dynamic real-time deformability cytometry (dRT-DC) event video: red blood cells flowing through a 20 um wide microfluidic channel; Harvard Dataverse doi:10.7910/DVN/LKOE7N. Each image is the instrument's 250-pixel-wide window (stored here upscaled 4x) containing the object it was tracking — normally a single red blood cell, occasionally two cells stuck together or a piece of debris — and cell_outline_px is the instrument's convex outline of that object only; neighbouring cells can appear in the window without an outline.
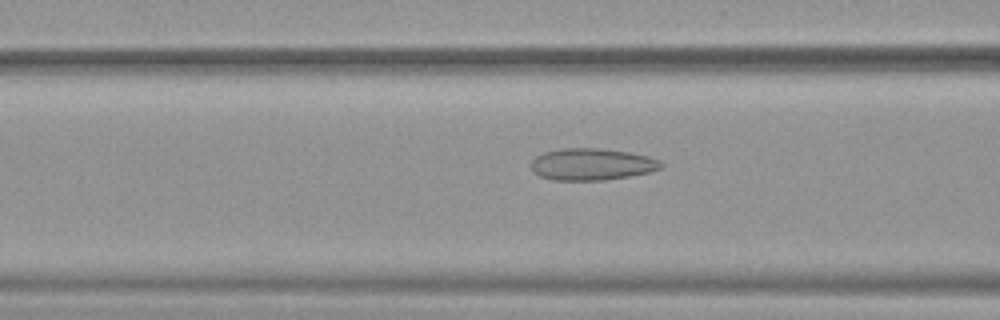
{"species": "common noctule bat (a hibernating species)", "species_latin": "Nyctalus noctula", "temperature_condition": "warm", "stored_images_in_passage": 39, "camera_frame_rate_fps": 3000, "um_per_image_px": 0.085, "animal": {"sex": "female", "body_mass_g": 19.9}, "frame": {"image": 1, "passage_image": 8, "time_ms": 2.333, "image_size_px": [1000, 320], "cell_outline_px": [[664, 164], [660, 168], [648, 172], [628, 176], [604, 180], [552, 180], [540, 176], [532, 172], [532, 160], [536, 156], [544, 152], [560, 148], [600, 148], [628, 152], [648, 156], [660, 160]], "centroid_in_image_um": [50.28, 13.96], "position_along_channel_um": 116.3, "area_um2": 24.1}}
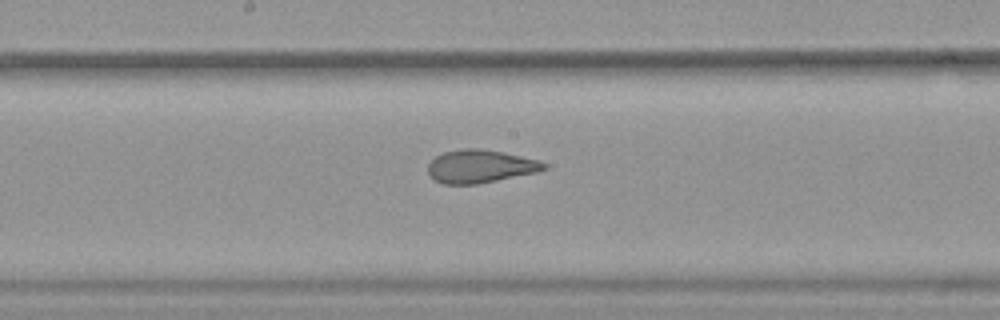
{"frame": {"image": 2, "passage_image": 15, "time_ms": 4.667, "image_size_px": [1000, 320], "cell_outline_px": [[548, 168], [536, 172], [476, 184], [444, 184], [436, 180], [428, 172], [428, 164], [436, 156], [444, 152], [464, 148], [476, 148], [500, 152], [540, 160], [548, 164]], "centroid_in_image_um": [40.83, 14.13], "position_along_channel_um": 207.4, "area_um2": 22.02}}
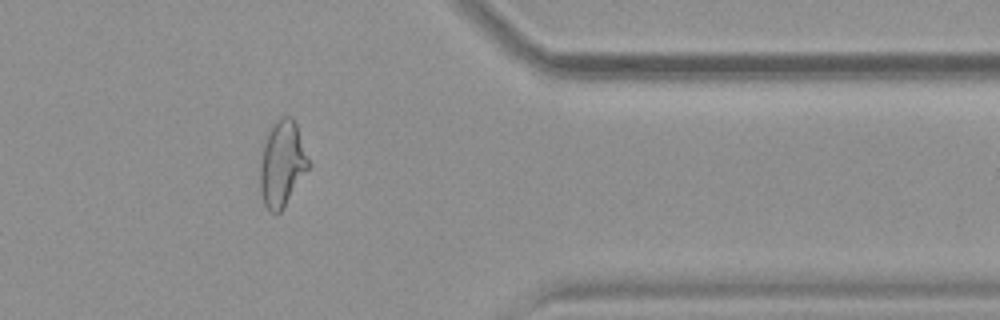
{"frame": {"image": 3, "passage_image": 30, "time_ms": 9.667, "image_size_px": [1000, 320], "cell_outline_px": [[312, 164], [284, 208], [280, 212], [268, 212], [264, 204], [260, 192], [260, 160], [268, 128], [280, 116], [292, 116], [296, 124]], "centroid_in_image_um": [23.99, 13.91], "position_along_channel_um": 387.4, "area_um2": 24.74}, "authors_computed_cell_mechanics": {"area_um2": 24.1026, "velocity_mm_per_s": 3.9046, "shape_relaxation_time_tau1_ms": null, "shape_relaxation_time_tau2_ms": 1.3518, "deformation_change_tau1": null, "deformation_change_tau2": 0.0889}}